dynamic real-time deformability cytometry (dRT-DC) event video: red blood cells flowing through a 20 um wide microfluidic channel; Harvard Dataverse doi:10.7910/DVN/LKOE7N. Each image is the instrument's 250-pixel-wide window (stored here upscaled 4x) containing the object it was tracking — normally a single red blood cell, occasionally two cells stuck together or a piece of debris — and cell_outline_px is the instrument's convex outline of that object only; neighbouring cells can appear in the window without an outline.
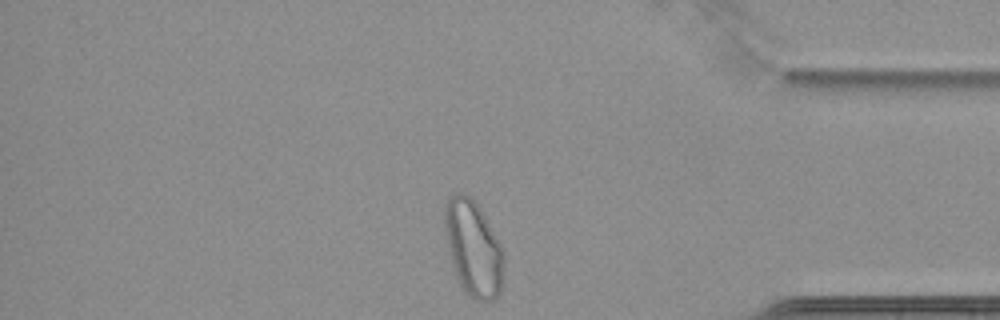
{"species": "common noctule bat (a hibernating species)", "species_latin": "Nyctalus noctula", "temperature_condition": "cold", "stored_images_in_passage": 40, "camera_frame_rate_fps": 3000, "um_per_image_px": 0.085, "animal": {"sex": "female", "body_mass_g": 22.7, "forearm_length_mm": 54.2}, "frame": {"image": 1, "passage_image": 40, "time_ms": 13.0, "image_size_px": [1000, 320], "cell_outline_px": [[504, 276], [500, 292], [492, 300], [476, 300], [464, 292], [456, 276], [452, 264], [444, 228], [444, 204], [456, 192], [464, 192], [472, 196], [500, 244], [504, 252]], "centroid_in_image_um": [40.23, 21.1], "position_along_channel_um": 395.0, "area_um2": 32.95}, "authors_computed_cell_mechanics": {"area_um2": 23.3223, "velocity_mm_per_s": 3.3928, "shape_relaxation_time_tau1_ms": null, "shape_relaxation_time_tau2_ms": 2.0528, "deformation_change_tau1": null, "deformation_change_tau2": 0.0409}}